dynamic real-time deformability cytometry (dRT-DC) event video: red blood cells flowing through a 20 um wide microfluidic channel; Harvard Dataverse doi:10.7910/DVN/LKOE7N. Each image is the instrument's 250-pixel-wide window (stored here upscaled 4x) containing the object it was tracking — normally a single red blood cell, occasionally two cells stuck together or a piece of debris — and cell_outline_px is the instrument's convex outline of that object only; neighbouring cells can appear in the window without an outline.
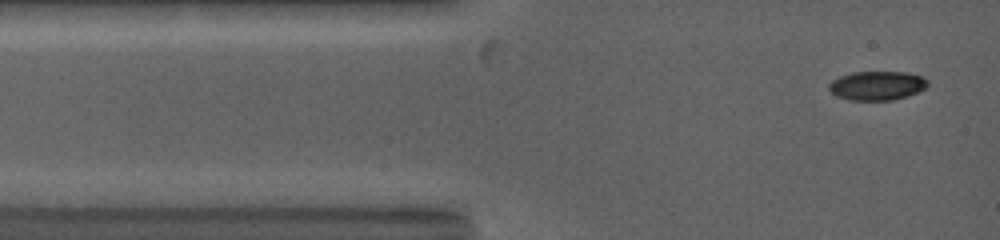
{"species": "common noctule bat (a hibernating species)", "species_latin": "Nyctalus noctula", "temperature_condition": "warm", "stored_images_in_passage": 32, "camera_frame_rate_fps": 5000, "um_per_image_px": 0.085, "animal": {"sex": "female", "body_mass_g": 19.0, "forearm_length_mm": 53.3}, "frame": {"image": 1, "passage_image": 2, "time_ms": 0.4, "image_size_px": [1000, 240], "cell_outline_px": [[928, 84], [924, 88], [908, 96], [892, 100], [848, 100], [836, 96], [828, 88], [828, 84], [832, 80], [840, 76], [852, 72], [904, 72], [920, 76], [928, 80]], "centroid_in_image_um": [74.51, 7.28], "position_along_channel_um": 10.5, "area_um2": 16.65}}
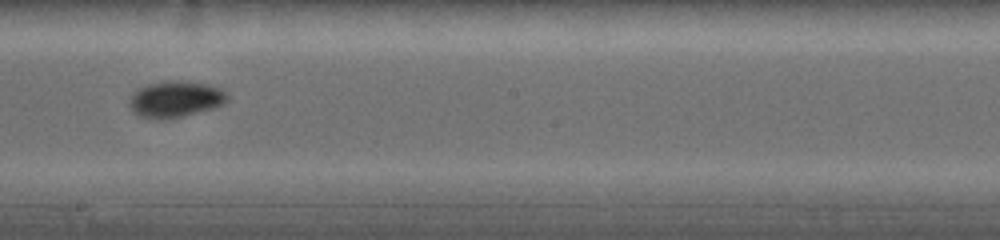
{"frame": {"image": 2, "passage_image": 18, "time_ms": 7.0, "image_size_px": [1000, 240], "cell_outline_px": [[228, 100], [224, 104], [212, 108], [164, 120], [156, 120], [140, 116], [132, 112], [128, 104], [128, 96], [140, 88], [148, 84], [168, 80], [176, 80], [208, 84], [224, 88], [228, 92]], "centroid_in_image_um": [14.9, 8.42], "position_along_channel_um": 233.3, "area_um2": 21.04}}
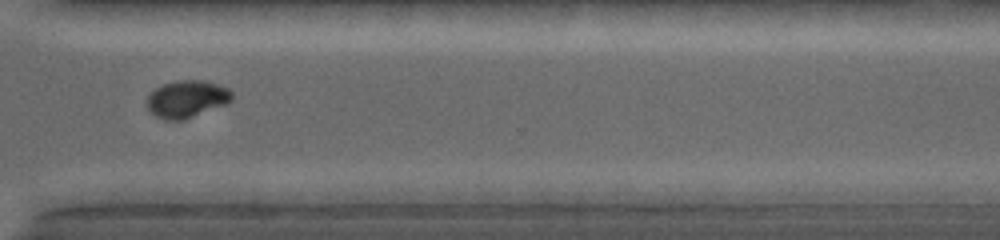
{"frame": {"image": 3, "passage_image": 25, "time_ms": 10.0, "image_size_px": [1000, 240], "cell_outline_px": [[232, 100], [228, 104], [184, 120], [164, 120], [148, 112], [148, 96], [156, 88], [164, 84], [176, 80], [204, 80], [228, 88], [232, 92]], "centroid_in_image_um": [15.9, 8.43], "position_along_channel_um": 354.7, "area_um2": 18.55}, "authors_computed_cell_mechanics": {"area_um2": 18.6983, "velocity_mm_per_s": 4.0167, "shape_relaxation_time_tau1_ms": 6.9612, "shape_relaxation_time_tau2_ms": null, "deformation_change_tau1": 0.222, "deformation_change_tau2": null}}